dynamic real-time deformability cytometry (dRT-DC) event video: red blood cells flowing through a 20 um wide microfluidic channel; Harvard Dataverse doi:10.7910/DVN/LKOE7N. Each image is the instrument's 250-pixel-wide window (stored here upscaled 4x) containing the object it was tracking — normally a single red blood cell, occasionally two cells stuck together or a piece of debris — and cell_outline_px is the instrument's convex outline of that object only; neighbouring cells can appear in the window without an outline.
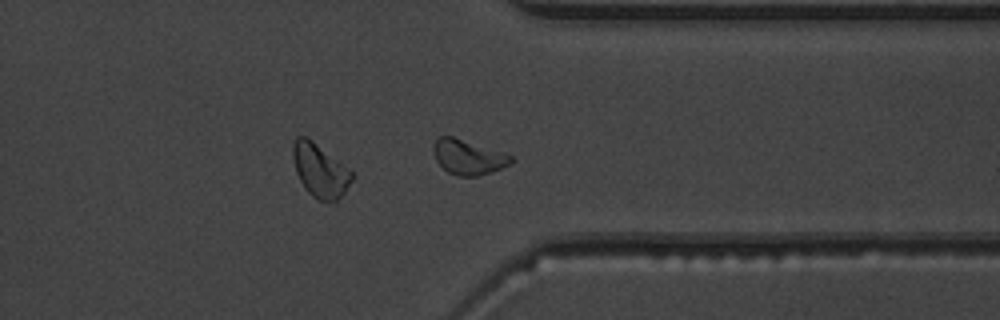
{"species": "common noctule bat (a hibernating species)", "species_latin": "Nyctalus noctula", "temperature_condition": "warm", "stored_images_in_passage": 41, "segment_of_instrument_passage": [2, 2], "camera_frame_rate_fps": 3000, "um_per_image_px": 0.085, "animal": {"sex": "male", "body_mass_g": 19.5, "forearm_length_mm": 54.6}, "frame": {"image": 1, "passage_image": 41, "time_ms": 13.333, "image_size_px": [1000, 320], "cell_outline_px": [[512, 160], [508, 164], [500, 168], [480, 176], [460, 176], [448, 172], [436, 160], [432, 152], [432, 148], [436, 140], [440, 136], [452, 136], [512, 156]], "centroid_in_image_um": [39.73, 13.36], "position_along_channel_um": 371.7, "area_um2": 15.32}}